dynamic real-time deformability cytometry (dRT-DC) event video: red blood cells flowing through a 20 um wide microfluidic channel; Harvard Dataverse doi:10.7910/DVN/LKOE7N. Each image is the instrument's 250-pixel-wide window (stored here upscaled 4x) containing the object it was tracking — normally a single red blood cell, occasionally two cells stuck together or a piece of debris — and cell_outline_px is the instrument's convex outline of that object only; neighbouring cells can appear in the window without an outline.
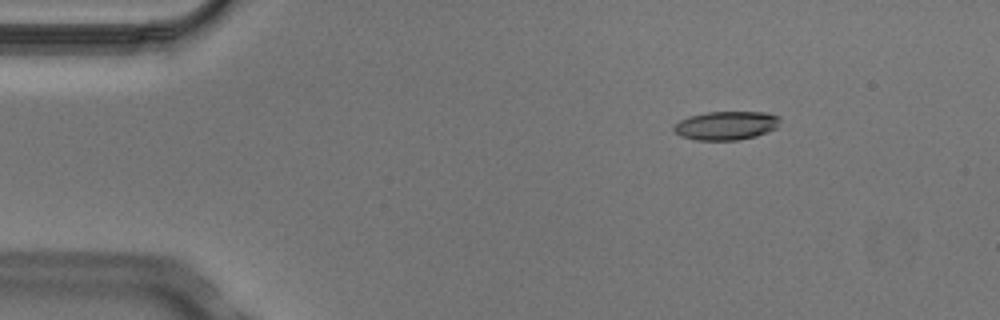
{"species": "Egyptian fruit bat (a non-hibernating species)", "species_latin": "Rousettus aegyptiacus", "temperature_condition": "cold", "stored_images_in_passage": 5, "camera_frame_rate_fps": 3000, "um_per_image_px": 0.085, "animal": {"sex": "male"}, "frame": {"image": 1, "passage_image": 3, "time_ms": 0.667, "image_size_px": [1000, 320], "cell_outline_px": [[780, 120], [776, 128], [768, 132], [756, 136], [736, 140], [696, 140], [680, 136], [672, 128], [672, 124], [688, 116], [708, 112], [768, 112], [780, 116]], "centroid_in_image_um": [61.71, 10.66], "position_along_channel_um": 23.3, "area_um2": 17.92}}